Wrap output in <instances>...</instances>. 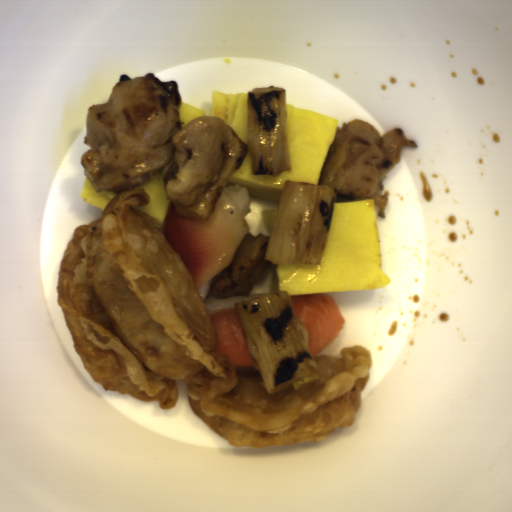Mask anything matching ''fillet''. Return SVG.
<instances>
[{"instance_id":"1","label":"fillet","mask_w":512,"mask_h":512,"mask_svg":"<svg viewBox=\"0 0 512 512\" xmlns=\"http://www.w3.org/2000/svg\"><path fill=\"white\" fill-rule=\"evenodd\" d=\"M162 230L198 291L229 267L250 233L243 211L226 188L208 220L180 216L169 201Z\"/></svg>"},{"instance_id":"2","label":"fillet","mask_w":512,"mask_h":512,"mask_svg":"<svg viewBox=\"0 0 512 512\" xmlns=\"http://www.w3.org/2000/svg\"><path fill=\"white\" fill-rule=\"evenodd\" d=\"M297 324L309 332V349L313 358L342 332L345 318L334 295L314 293L289 297Z\"/></svg>"},{"instance_id":"3","label":"fillet","mask_w":512,"mask_h":512,"mask_svg":"<svg viewBox=\"0 0 512 512\" xmlns=\"http://www.w3.org/2000/svg\"><path fill=\"white\" fill-rule=\"evenodd\" d=\"M214 326L217 352L225 355L234 367H256L248 350L245 329L238 307H228L210 313Z\"/></svg>"}]
</instances>
